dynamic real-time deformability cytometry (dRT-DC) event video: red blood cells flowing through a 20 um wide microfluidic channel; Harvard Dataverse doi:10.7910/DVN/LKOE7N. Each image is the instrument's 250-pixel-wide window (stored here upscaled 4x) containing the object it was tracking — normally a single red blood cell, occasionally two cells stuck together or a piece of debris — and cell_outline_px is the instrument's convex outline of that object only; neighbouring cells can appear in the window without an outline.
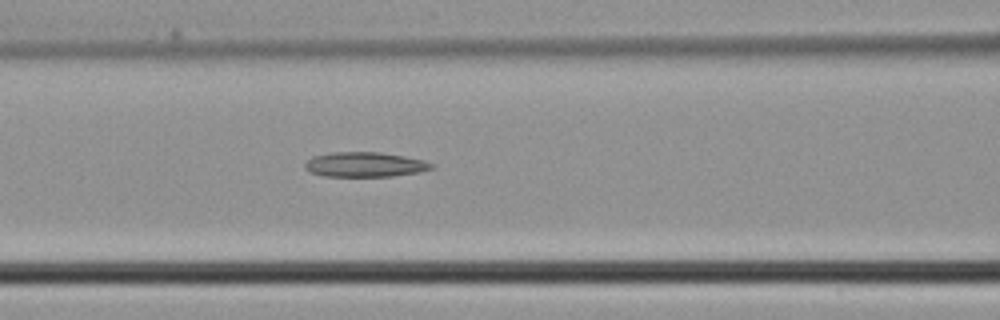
{"species": "common noctule bat (a hibernating species)", "species_latin": "Nyctalus noctula", "temperature_condition": "cold", "stored_images_in_passage": 4, "camera_frame_rate_fps": 3000, "um_per_image_px": 0.085, "animal": {"sex": "male", "body_mass_g": 21.5, "forearm_length_mm": 52.0}, "frame": {"image": 1, "passage_image": 4, "time_ms": 1.0, "image_size_px": [1000, 320], "cell_outline_px": [[436, 168], [420, 172], [392, 176], [324, 176], [312, 172], [304, 168], [304, 164], [312, 156], [332, 152], [380, 152], [404, 156], [424, 160], [436, 164]], "centroid_in_image_um": [31.07, 13.98], "position_along_channel_um": 135.5, "area_um2": 18.44}}